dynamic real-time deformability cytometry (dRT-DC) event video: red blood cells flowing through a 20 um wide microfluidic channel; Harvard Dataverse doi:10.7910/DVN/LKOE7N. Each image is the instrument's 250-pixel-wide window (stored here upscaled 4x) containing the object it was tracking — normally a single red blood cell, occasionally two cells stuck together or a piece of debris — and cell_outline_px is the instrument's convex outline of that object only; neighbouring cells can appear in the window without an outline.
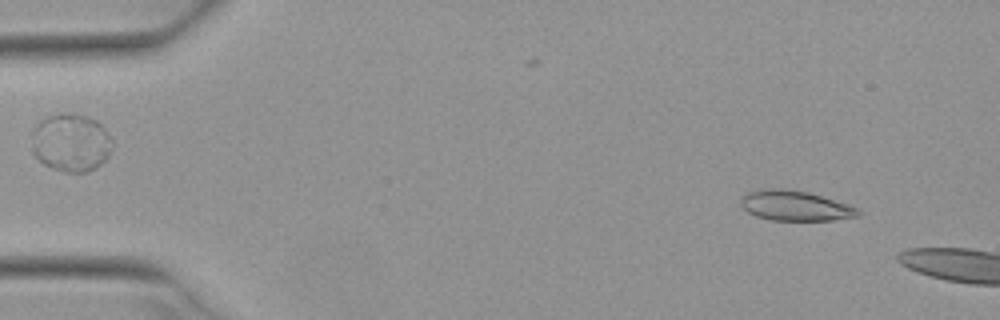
{"species": "Egyptian fruit bat (a non-hibernating species)", "species_latin": "Rousettus aegyptiacus", "temperature_condition": "warm", "stored_images_in_passage": 5, "camera_frame_rate_fps": 3000, "um_per_image_px": 0.085, "animal": {"sex": "female"}, "frame": {"image": 1, "passage_image": 2, "time_ms": 0.333, "image_size_px": [1000, 320], "cell_outline_px": [[860, 216], [832, 220], [772, 220], [756, 216], [748, 212], [740, 204], [740, 196], [748, 192], [764, 188], [780, 188], [808, 192], [848, 204], [856, 208], [860, 212]], "centroid_in_image_um": [67.55, 17.48], "position_along_channel_um": 17.4, "area_um2": 20.52}}